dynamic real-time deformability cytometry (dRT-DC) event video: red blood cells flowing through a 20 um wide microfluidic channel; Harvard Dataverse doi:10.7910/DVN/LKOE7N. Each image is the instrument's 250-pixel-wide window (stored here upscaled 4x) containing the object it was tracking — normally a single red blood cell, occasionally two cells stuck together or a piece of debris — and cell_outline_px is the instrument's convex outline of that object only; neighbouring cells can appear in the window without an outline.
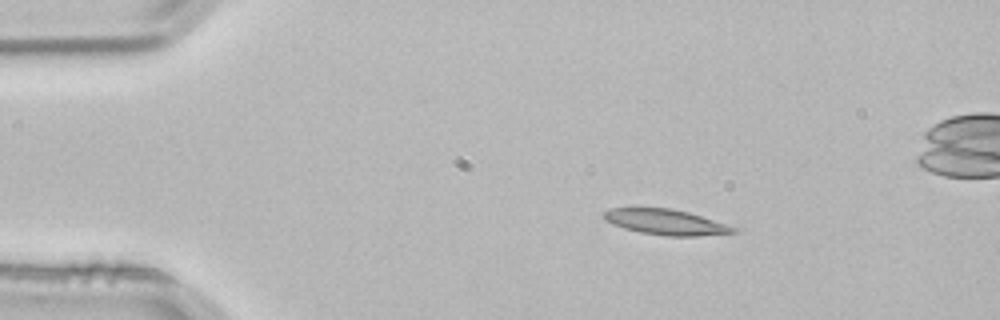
{"species": "common noctule bat (a hibernating species)", "species_latin": "Nyctalus noctula", "temperature_condition": "room temperature", "stored_images_in_passage": 3, "camera_frame_rate_fps": 3000, "um_per_image_px": 0.085, "animal": {"sex": "male", "body_mass_g": 21.5, "forearm_length_mm": 52.0}, "frame": {"image": 1, "passage_image": 1, "time_ms": 0.0, "image_size_px": [1000, 320], "cell_outline_px": [[740, 232], [696, 236], [668, 236], [640, 232], [624, 228], [612, 224], [604, 220], [604, 212], [608, 208], [672, 208], [688, 212], [736, 228]], "centroid_in_image_um": [56.55, 18.87], "position_along_channel_um": 28.4, "area_um2": 19.02}}